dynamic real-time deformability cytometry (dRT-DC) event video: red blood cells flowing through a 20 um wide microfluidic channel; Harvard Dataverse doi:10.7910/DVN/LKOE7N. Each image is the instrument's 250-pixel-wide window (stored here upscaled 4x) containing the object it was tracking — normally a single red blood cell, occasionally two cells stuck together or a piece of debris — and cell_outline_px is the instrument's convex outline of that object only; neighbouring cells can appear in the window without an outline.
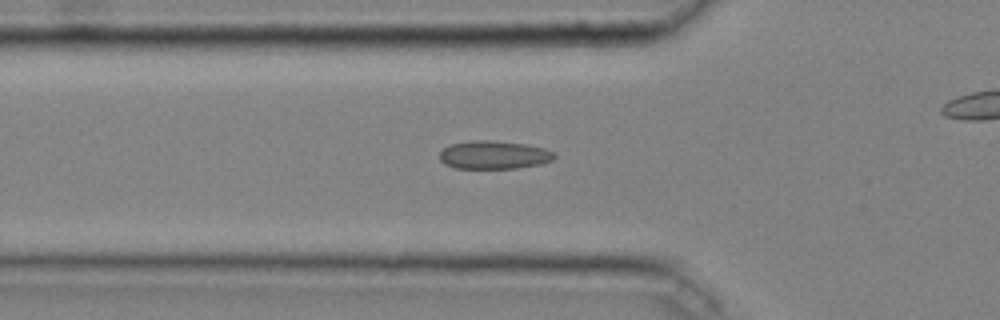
{"species": "common noctule bat (a hibernating species)", "species_latin": "Nyctalus noctula", "temperature_condition": "cold", "stored_images_in_passage": 40, "camera_frame_rate_fps": 3000, "um_per_image_px": 0.085, "animal": {"sex": "male", "body_mass_g": 20.4}, "frame": {"image": 1, "passage_image": 16, "time_ms": 5.0, "image_size_px": [1000, 320], "cell_outline_px": [[556, 156], [552, 160], [540, 164], [516, 168], [456, 168], [444, 164], [440, 160], [440, 152], [444, 148], [452, 144], [468, 140], [488, 140], [528, 144], [544, 148], [552, 152]], "centroid_in_image_um": [41.97, 13.16], "position_along_channel_um": 83.8, "area_um2": 18.84}}
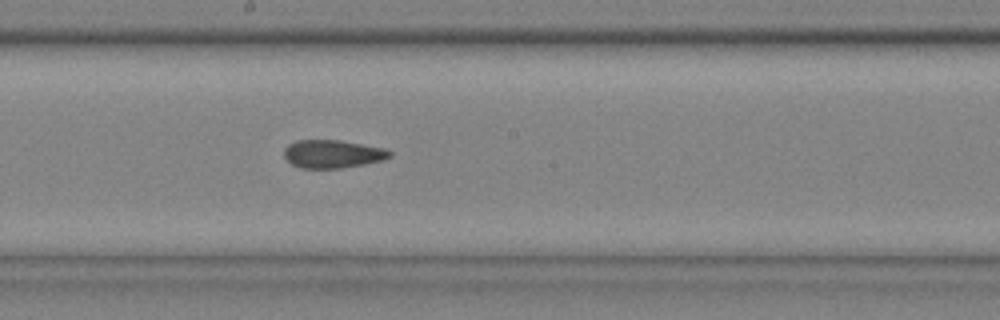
{"frame": {"image": 2, "passage_image": 26, "time_ms": 8.333, "image_size_px": [1000, 320], "cell_outline_px": [[392, 156], [384, 160], [364, 164], [340, 168], [300, 168], [292, 164], [284, 156], [284, 148], [288, 144], [296, 140], [340, 140], [384, 148], [392, 152]], "centroid_in_image_um": [28.27, 13.08], "position_along_channel_um": 219.9, "area_um2": 17.34}}
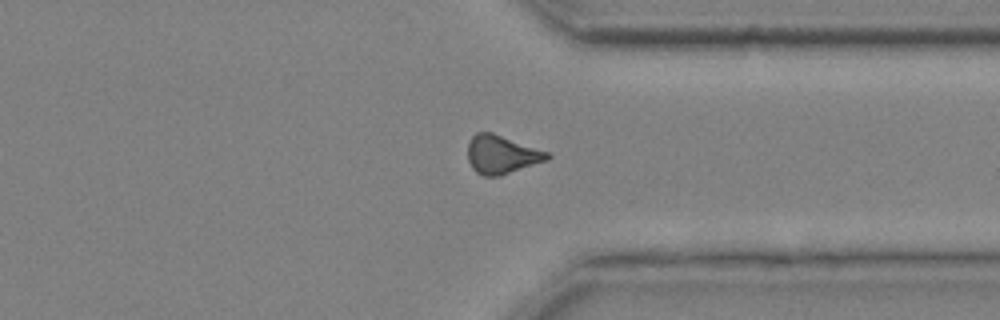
{"frame": {"image": 3, "passage_image": 37, "time_ms": 12.0, "image_size_px": [1000, 320], "cell_outline_px": [[552, 156], [548, 160], [500, 176], [484, 176], [476, 172], [472, 168], [468, 160], [468, 144], [472, 136], [476, 132], [492, 132], [548, 152]], "centroid_in_image_um": [42.63, 13.14], "position_along_channel_um": 368.8, "area_um2": 17.8}}